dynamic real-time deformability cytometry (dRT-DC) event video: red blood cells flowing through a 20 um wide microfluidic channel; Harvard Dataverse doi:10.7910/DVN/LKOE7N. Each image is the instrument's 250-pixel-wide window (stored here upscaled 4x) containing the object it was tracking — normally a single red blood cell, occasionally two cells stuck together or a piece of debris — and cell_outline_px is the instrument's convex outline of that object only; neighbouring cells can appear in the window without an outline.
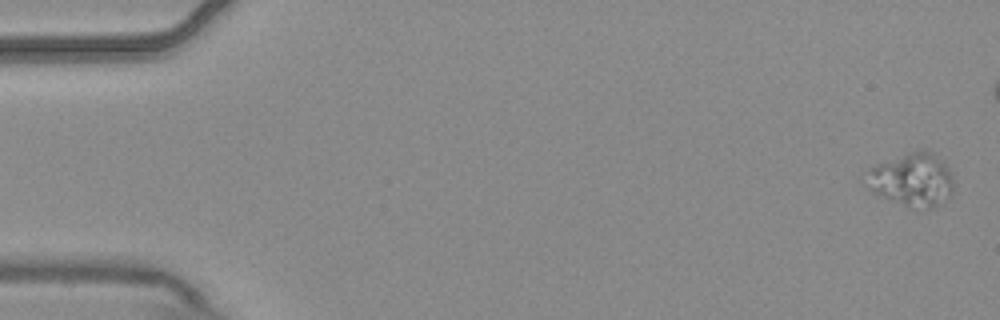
{"species": "common noctule bat (a hibernating species)", "species_latin": "Nyctalus noctula", "temperature_condition": "warm", "stored_images_in_passage": 3, "camera_frame_rate_fps": 3000, "um_per_image_px": 0.085, "animal": {"sex": "male", "body_mass_g": 20.4}, "frame": {"image": 1, "passage_image": 1, "time_ms": 0.0, "image_size_px": [1000, 320], "cell_outline_px": [[952, 192], [948, 196], [932, 208], [928, 208], [904, 204], [872, 192], [868, 188], [872, 168], [876, 164], [916, 148], [932, 152], [948, 168], [952, 176]], "centroid_in_image_um": [77.56, 15.22], "position_along_channel_um": 7.4, "area_um2": 26.13}}